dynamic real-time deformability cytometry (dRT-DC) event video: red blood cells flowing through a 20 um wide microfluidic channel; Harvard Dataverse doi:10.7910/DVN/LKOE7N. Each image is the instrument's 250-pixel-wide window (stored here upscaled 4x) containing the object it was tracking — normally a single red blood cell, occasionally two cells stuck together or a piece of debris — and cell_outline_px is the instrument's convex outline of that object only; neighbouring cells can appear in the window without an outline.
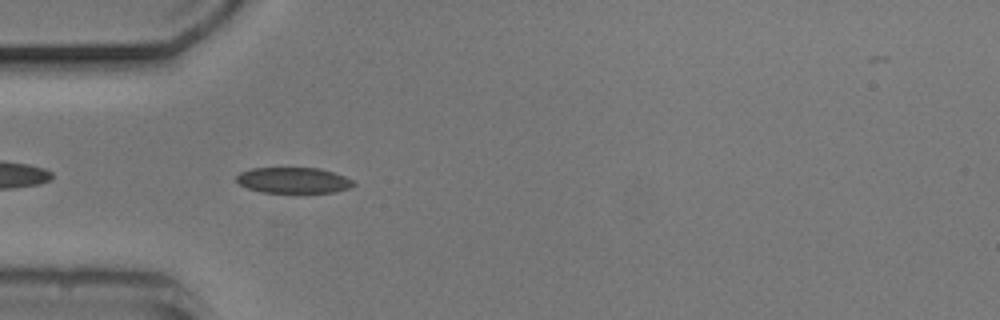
{"species": "common noctule bat (a hibernating species)", "species_latin": "Nyctalus noctula", "temperature_condition": "cold", "stored_images_in_passage": 40, "camera_frame_rate_fps": 3000, "um_per_image_px": 0.085, "animal": {"sex": "male", "body_mass_g": 20.5, "forearm_length_mm": 52.5}, "frame": {"image": 1, "passage_image": 3, "time_ms": 0.667, "image_size_px": [1000, 320], "cell_outline_px": [[356, 184], [352, 188], [332, 192], [260, 192], [248, 188], [240, 184], [236, 180], [236, 176], [240, 172], [252, 168], [320, 168], [344, 176], [352, 180]], "centroid_in_image_um": [24.95, 15.32], "position_along_channel_um": 60.1, "area_um2": 17.51}}
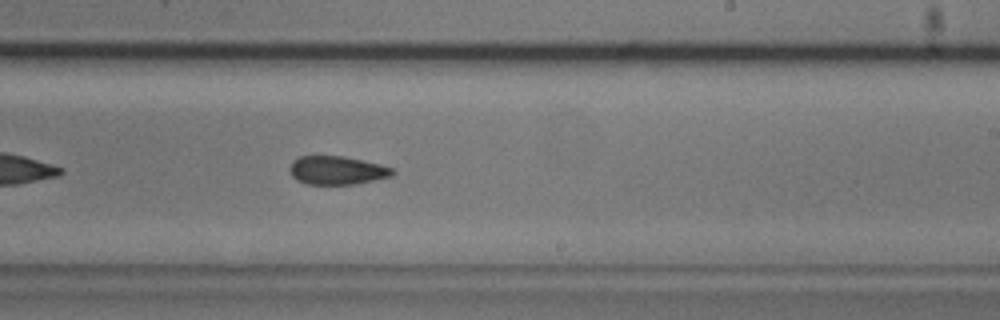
{"frame": {"image": 2, "passage_image": 19, "time_ms": 6.0, "image_size_px": [1000, 320], "cell_outline_px": [[396, 172], [392, 176], [356, 184], [308, 184], [296, 180], [292, 176], [292, 160], [300, 156], [344, 156], [380, 164], [392, 168]], "centroid_in_image_um": [28.68, 14.48], "position_along_channel_um": 260.3, "area_um2": 16.94}}
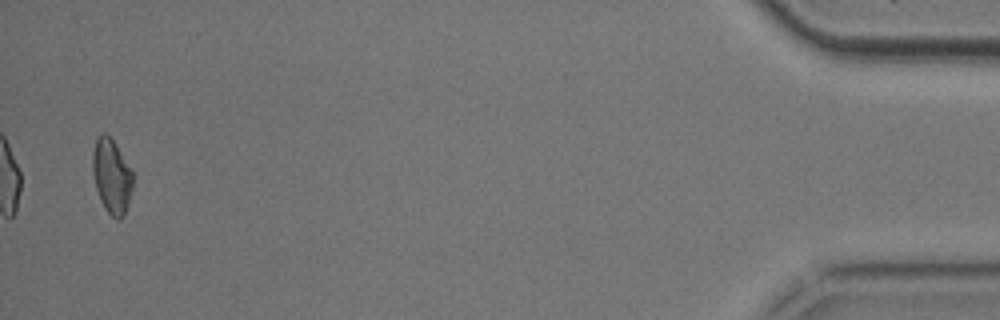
{"frame": {"image": 3, "passage_image": 39, "time_ms": 12.667, "image_size_px": [1000, 320], "cell_outline_px": [[132, 188], [128, 204], [124, 216], [120, 220], [116, 220], [104, 208], [100, 200], [96, 188], [92, 172], [92, 152], [96, 140], [104, 132], [116, 144], [132, 168]], "centroid_in_image_um": [9.49, 15.0], "position_along_channel_um": 425.7, "area_um2": 17.57}, "authors_computed_cell_mechanics": {"area_um2": 17.6868, "velocity_mm_per_s": 3.7904, "shape_relaxation_time_tau1_ms": 5.8549, "shape_relaxation_time_tau2_ms": 8.396, "deformation_change_tau1": 0.0935, "deformation_change_tau2": 0.0961}}